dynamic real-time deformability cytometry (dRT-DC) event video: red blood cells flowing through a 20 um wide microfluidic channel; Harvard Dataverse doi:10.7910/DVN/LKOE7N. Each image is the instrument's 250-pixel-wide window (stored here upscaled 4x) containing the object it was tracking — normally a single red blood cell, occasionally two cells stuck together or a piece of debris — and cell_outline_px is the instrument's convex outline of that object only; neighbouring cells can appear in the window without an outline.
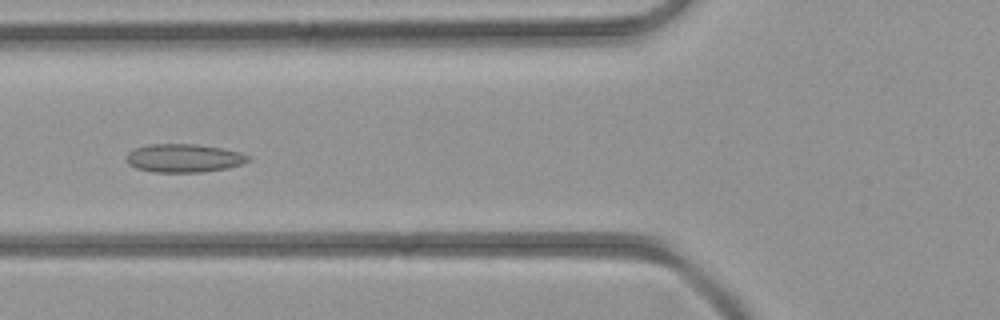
{"species": "common noctule bat (a hibernating species)", "species_latin": "Nyctalus noctula", "temperature_condition": "room temperature", "stored_images_in_passage": 43, "camera_frame_rate_fps": 3000, "um_per_image_px": 0.085, "animal": {"sex": "female", "body_mass_g": 21.9}, "frame": {"image": 1, "passage_image": 16, "time_ms": 5.0, "image_size_px": [1000, 320], "cell_outline_px": [[252, 160], [228, 168], [204, 172], [152, 172], [136, 168], [128, 164], [124, 160], [124, 156], [128, 152], [136, 148], [148, 144], [196, 144], [220, 148], [240, 152], [252, 156]], "centroid_in_image_um": [15.61, 13.44], "position_along_channel_um": 110.2, "area_um2": 20.4}}
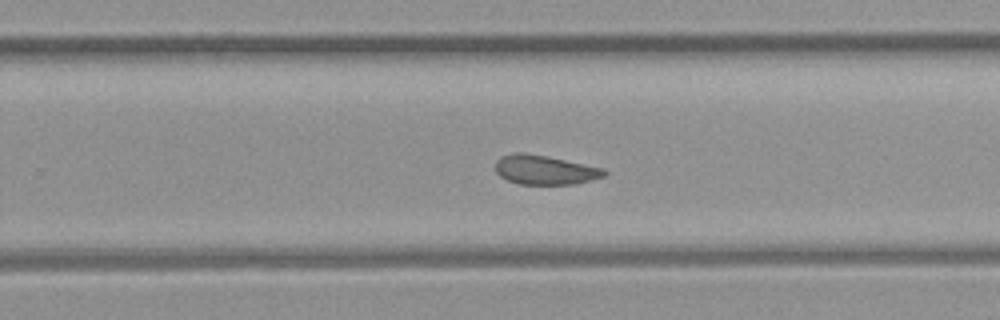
{"frame": {"image": 2, "passage_image": 27, "time_ms": 8.667, "image_size_px": [1000, 320], "cell_outline_px": [[608, 172], [604, 176], [576, 184], [520, 184], [508, 180], [500, 176], [496, 172], [496, 160], [500, 156], [512, 152], [524, 152], [604, 168]], "centroid_in_image_um": [46.28, 14.43], "position_along_channel_um": 283.5, "area_um2": 18.5}}
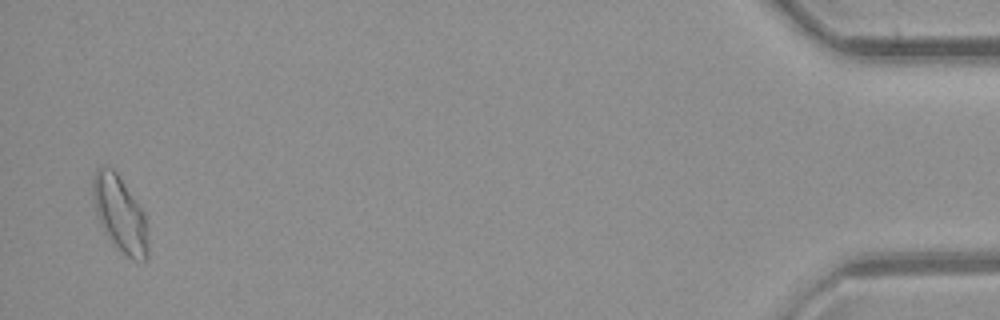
{"frame": {"image": 3, "passage_image": 42, "time_ms": 13.667, "image_size_px": [1000, 320], "cell_outline_px": [[148, 256], [144, 260], [132, 260], [104, 232], [96, 212], [92, 196], [92, 176], [96, 168], [100, 164], [112, 168], [116, 172], [144, 212], [148, 244]], "centroid_in_image_um": [10.17, 18.12], "position_along_channel_um": 425.0, "area_um2": 23.99}}